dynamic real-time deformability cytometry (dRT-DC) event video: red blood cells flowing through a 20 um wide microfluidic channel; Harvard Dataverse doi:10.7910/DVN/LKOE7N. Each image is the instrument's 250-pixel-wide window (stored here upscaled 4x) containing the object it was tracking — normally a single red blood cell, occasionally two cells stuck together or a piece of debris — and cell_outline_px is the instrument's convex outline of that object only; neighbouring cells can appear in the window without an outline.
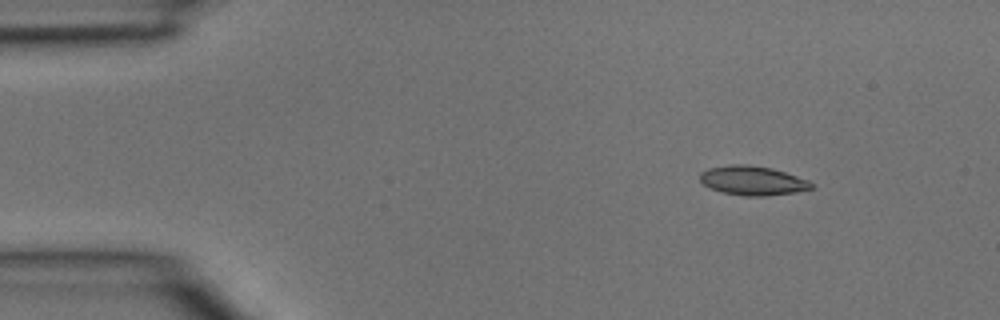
{"species": "common noctule bat (a hibernating species)", "species_latin": "Nyctalus noctula", "temperature_condition": "room temperature", "stored_images_in_passage": 4, "camera_frame_rate_fps": 3000, "um_per_image_px": 0.085, "animal": {"sex": "male", "body_mass_g": 15.6}, "frame": {"image": 1, "passage_image": 2, "time_ms": 0.333, "image_size_px": [1000, 320], "cell_outline_px": [[816, 184], [812, 188], [796, 192], [764, 196], [744, 196], [720, 192], [704, 184], [700, 180], [700, 172], [708, 168], [732, 164], [744, 164], [772, 168], [808, 180]], "centroid_in_image_um": [63.97, 15.35], "position_along_channel_um": 21.0, "area_um2": 18.96}}
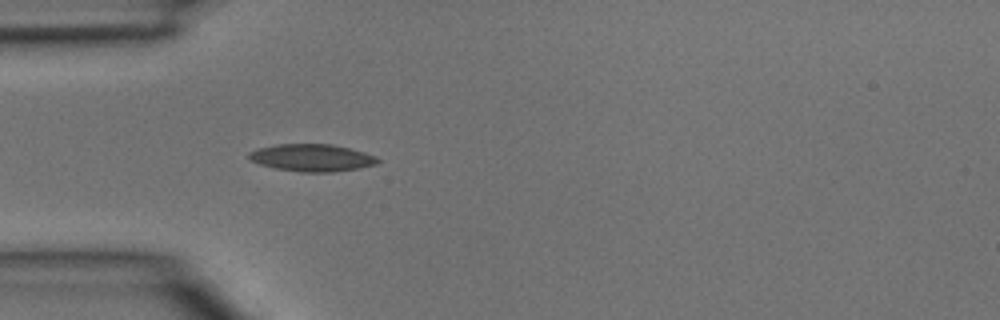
{"frame": {"image": 2, "passage_image": 4, "time_ms": 1.0, "image_size_px": [1000, 320], "cell_outline_px": [[380, 160], [376, 164], [360, 168], [332, 172], [300, 172], [276, 168], [260, 164], [252, 160], [248, 156], [248, 152], [260, 148], [276, 144], [332, 144], [364, 152], [376, 156]], "centroid_in_image_um": [26.53, 13.41], "position_along_channel_um": 58.5, "area_um2": 20.35}}